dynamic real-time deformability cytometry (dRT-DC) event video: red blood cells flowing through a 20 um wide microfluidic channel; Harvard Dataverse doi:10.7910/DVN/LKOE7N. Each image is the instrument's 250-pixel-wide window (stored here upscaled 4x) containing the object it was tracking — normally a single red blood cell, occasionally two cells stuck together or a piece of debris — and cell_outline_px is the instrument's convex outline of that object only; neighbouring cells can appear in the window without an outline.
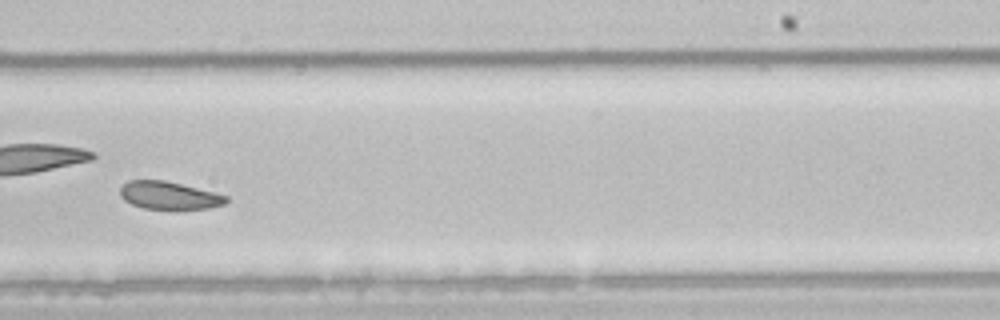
{"species": "common noctule bat (a hibernating species)", "species_latin": "Nyctalus noctula", "temperature_condition": "room temperature", "stored_images_in_passage": 46, "camera_frame_rate_fps": 3000, "um_per_image_px": 0.085, "animal": {"sex": "male", "body_mass_g": 21.5, "forearm_length_mm": 52.0}, "frame": {"image": 1, "passage_image": 27, "time_ms": 8.667, "image_size_px": [1000, 320], "cell_outline_px": [[228, 200], [224, 204], [208, 208], [176, 212], [144, 208], [132, 204], [124, 200], [120, 196], [120, 188], [128, 180], [164, 180], [216, 192], [228, 196]], "centroid_in_image_um": [14.4, 16.65], "position_along_channel_um": 274.6, "area_um2": 17.86}, "authors_computed_cell_mechanics": {"area_um2": 19.7676, "velocity_mm_per_s": 3.8749, "shape_relaxation_time_tau1_ms": 8.6282, "shape_relaxation_time_tau2_ms": null, "deformation_change_tau1": 0.1007, "deformation_change_tau2": null}}